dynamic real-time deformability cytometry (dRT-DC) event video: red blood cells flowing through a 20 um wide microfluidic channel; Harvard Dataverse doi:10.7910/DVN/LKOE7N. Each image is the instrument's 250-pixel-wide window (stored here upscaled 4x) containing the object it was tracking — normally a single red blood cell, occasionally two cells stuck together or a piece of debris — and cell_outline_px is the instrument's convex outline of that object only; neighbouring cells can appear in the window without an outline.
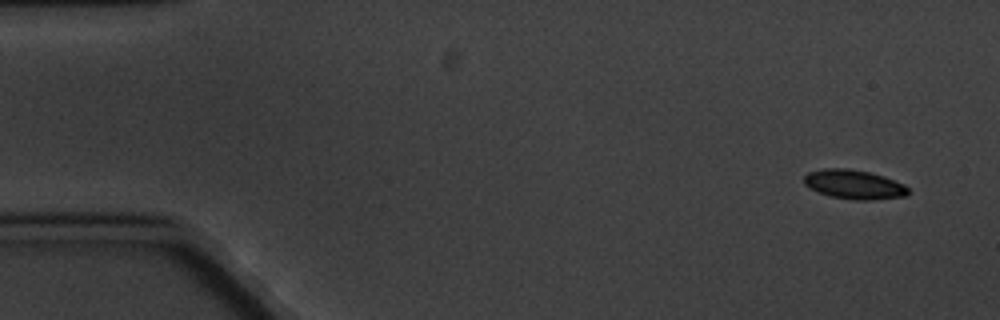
{"species": "common noctule bat (a hibernating species)", "species_latin": "Nyctalus noctula", "temperature_condition": "cold", "stored_images_in_passage": 4, "camera_frame_rate_fps": 3000, "um_per_image_px": 0.085, "animal": {"sex": "male", "body_mass_g": 20.1, "forearm_length_mm": 53.5}, "frame": {"image": 1, "passage_image": 1, "time_ms": 0.0, "image_size_px": [1000, 320], "cell_outline_px": [[908, 192], [904, 196], [872, 200], [852, 200], [832, 196], [820, 192], [804, 184], [804, 176], [808, 172], [824, 168], [848, 168], [868, 172], [884, 176], [904, 184], [908, 188]], "centroid_in_image_um": [72.6, 15.67], "position_along_channel_um": 12.4, "area_um2": 17.57}}